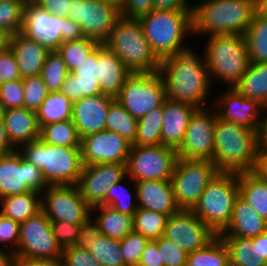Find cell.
<instances>
[{
    "label": "cell",
    "instance_id": "obj_53",
    "mask_svg": "<svg viewBox=\"0 0 267 266\" xmlns=\"http://www.w3.org/2000/svg\"><path fill=\"white\" fill-rule=\"evenodd\" d=\"M19 226L18 222L0 213V248L5 244L6 250L12 254L16 253L19 241Z\"/></svg>",
    "mask_w": 267,
    "mask_h": 266
},
{
    "label": "cell",
    "instance_id": "obj_37",
    "mask_svg": "<svg viewBox=\"0 0 267 266\" xmlns=\"http://www.w3.org/2000/svg\"><path fill=\"white\" fill-rule=\"evenodd\" d=\"M138 120L116 99L110 104L106 117V130L116 132L132 144L137 135Z\"/></svg>",
    "mask_w": 267,
    "mask_h": 266
},
{
    "label": "cell",
    "instance_id": "obj_33",
    "mask_svg": "<svg viewBox=\"0 0 267 266\" xmlns=\"http://www.w3.org/2000/svg\"><path fill=\"white\" fill-rule=\"evenodd\" d=\"M228 251L229 262L237 266H267L252 238L220 237Z\"/></svg>",
    "mask_w": 267,
    "mask_h": 266
},
{
    "label": "cell",
    "instance_id": "obj_65",
    "mask_svg": "<svg viewBox=\"0 0 267 266\" xmlns=\"http://www.w3.org/2000/svg\"><path fill=\"white\" fill-rule=\"evenodd\" d=\"M253 243H258V251L267 261V230L256 237H253Z\"/></svg>",
    "mask_w": 267,
    "mask_h": 266
},
{
    "label": "cell",
    "instance_id": "obj_51",
    "mask_svg": "<svg viewBox=\"0 0 267 266\" xmlns=\"http://www.w3.org/2000/svg\"><path fill=\"white\" fill-rule=\"evenodd\" d=\"M82 225H74L63 221H51V229L60 247L76 245Z\"/></svg>",
    "mask_w": 267,
    "mask_h": 266
},
{
    "label": "cell",
    "instance_id": "obj_21",
    "mask_svg": "<svg viewBox=\"0 0 267 266\" xmlns=\"http://www.w3.org/2000/svg\"><path fill=\"white\" fill-rule=\"evenodd\" d=\"M218 95L214 103L218 118L258 131L265 108L261 103L245 98L234 87Z\"/></svg>",
    "mask_w": 267,
    "mask_h": 266
},
{
    "label": "cell",
    "instance_id": "obj_13",
    "mask_svg": "<svg viewBox=\"0 0 267 266\" xmlns=\"http://www.w3.org/2000/svg\"><path fill=\"white\" fill-rule=\"evenodd\" d=\"M62 250L43 211L20 223L15 260L57 259L61 258Z\"/></svg>",
    "mask_w": 267,
    "mask_h": 266
},
{
    "label": "cell",
    "instance_id": "obj_22",
    "mask_svg": "<svg viewBox=\"0 0 267 266\" xmlns=\"http://www.w3.org/2000/svg\"><path fill=\"white\" fill-rule=\"evenodd\" d=\"M115 100L107 94L82 97L73 102L71 120L81 138L106 130V117L110 104Z\"/></svg>",
    "mask_w": 267,
    "mask_h": 266
},
{
    "label": "cell",
    "instance_id": "obj_70",
    "mask_svg": "<svg viewBox=\"0 0 267 266\" xmlns=\"http://www.w3.org/2000/svg\"><path fill=\"white\" fill-rule=\"evenodd\" d=\"M225 266H237V265H234V264H232L231 262L228 261Z\"/></svg>",
    "mask_w": 267,
    "mask_h": 266
},
{
    "label": "cell",
    "instance_id": "obj_40",
    "mask_svg": "<svg viewBox=\"0 0 267 266\" xmlns=\"http://www.w3.org/2000/svg\"><path fill=\"white\" fill-rule=\"evenodd\" d=\"M166 220L167 216L164 214L138 208L133 215V231L153 241L164 235Z\"/></svg>",
    "mask_w": 267,
    "mask_h": 266
},
{
    "label": "cell",
    "instance_id": "obj_23",
    "mask_svg": "<svg viewBox=\"0 0 267 266\" xmlns=\"http://www.w3.org/2000/svg\"><path fill=\"white\" fill-rule=\"evenodd\" d=\"M134 183L138 208L159 212L167 217L180 210L171 180H144Z\"/></svg>",
    "mask_w": 267,
    "mask_h": 266
},
{
    "label": "cell",
    "instance_id": "obj_43",
    "mask_svg": "<svg viewBox=\"0 0 267 266\" xmlns=\"http://www.w3.org/2000/svg\"><path fill=\"white\" fill-rule=\"evenodd\" d=\"M124 180L125 177L110 187L104 199V205L113 207L115 210L128 216H133L138 209L137 200H135L137 198L136 188H133L134 194H132L127 185L122 183Z\"/></svg>",
    "mask_w": 267,
    "mask_h": 266
},
{
    "label": "cell",
    "instance_id": "obj_31",
    "mask_svg": "<svg viewBox=\"0 0 267 266\" xmlns=\"http://www.w3.org/2000/svg\"><path fill=\"white\" fill-rule=\"evenodd\" d=\"M233 87L245 98L267 107V62L250 63L245 74Z\"/></svg>",
    "mask_w": 267,
    "mask_h": 266
},
{
    "label": "cell",
    "instance_id": "obj_14",
    "mask_svg": "<svg viewBox=\"0 0 267 266\" xmlns=\"http://www.w3.org/2000/svg\"><path fill=\"white\" fill-rule=\"evenodd\" d=\"M120 16V8L109 2L71 0L67 18L80 25L86 38L103 44Z\"/></svg>",
    "mask_w": 267,
    "mask_h": 266
},
{
    "label": "cell",
    "instance_id": "obj_46",
    "mask_svg": "<svg viewBox=\"0 0 267 266\" xmlns=\"http://www.w3.org/2000/svg\"><path fill=\"white\" fill-rule=\"evenodd\" d=\"M72 102L82 97L103 94L98 80L75 79L70 73L67 75L61 90Z\"/></svg>",
    "mask_w": 267,
    "mask_h": 266
},
{
    "label": "cell",
    "instance_id": "obj_5",
    "mask_svg": "<svg viewBox=\"0 0 267 266\" xmlns=\"http://www.w3.org/2000/svg\"><path fill=\"white\" fill-rule=\"evenodd\" d=\"M18 151L38 167L48 185H76L82 171L80 147H59L40 139L22 144Z\"/></svg>",
    "mask_w": 267,
    "mask_h": 266
},
{
    "label": "cell",
    "instance_id": "obj_48",
    "mask_svg": "<svg viewBox=\"0 0 267 266\" xmlns=\"http://www.w3.org/2000/svg\"><path fill=\"white\" fill-rule=\"evenodd\" d=\"M149 240L140 233L132 231L120 240L125 266H138L141 255Z\"/></svg>",
    "mask_w": 267,
    "mask_h": 266
},
{
    "label": "cell",
    "instance_id": "obj_67",
    "mask_svg": "<svg viewBox=\"0 0 267 266\" xmlns=\"http://www.w3.org/2000/svg\"><path fill=\"white\" fill-rule=\"evenodd\" d=\"M256 14L267 18V0H255Z\"/></svg>",
    "mask_w": 267,
    "mask_h": 266
},
{
    "label": "cell",
    "instance_id": "obj_32",
    "mask_svg": "<svg viewBox=\"0 0 267 266\" xmlns=\"http://www.w3.org/2000/svg\"><path fill=\"white\" fill-rule=\"evenodd\" d=\"M239 195L267 221V181L252 171L237 173Z\"/></svg>",
    "mask_w": 267,
    "mask_h": 266
},
{
    "label": "cell",
    "instance_id": "obj_41",
    "mask_svg": "<svg viewBox=\"0 0 267 266\" xmlns=\"http://www.w3.org/2000/svg\"><path fill=\"white\" fill-rule=\"evenodd\" d=\"M89 252L103 266H125L118 239L100 234L92 240Z\"/></svg>",
    "mask_w": 267,
    "mask_h": 266
},
{
    "label": "cell",
    "instance_id": "obj_8",
    "mask_svg": "<svg viewBox=\"0 0 267 266\" xmlns=\"http://www.w3.org/2000/svg\"><path fill=\"white\" fill-rule=\"evenodd\" d=\"M238 196L237 173L218 172L192 211L218 236L228 227Z\"/></svg>",
    "mask_w": 267,
    "mask_h": 266
},
{
    "label": "cell",
    "instance_id": "obj_55",
    "mask_svg": "<svg viewBox=\"0 0 267 266\" xmlns=\"http://www.w3.org/2000/svg\"><path fill=\"white\" fill-rule=\"evenodd\" d=\"M69 73L75 79L98 80V48Z\"/></svg>",
    "mask_w": 267,
    "mask_h": 266
},
{
    "label": "cell",
    "instance_id": "obj_10",
    "mask_svg": "<svg viewBox=\"0 0 267 266\" xmlns=\"http://www.w3.org/2000/svg\"><path fill=\"white\" fill-rule=\"evenodd\" d=\"M164 81L159 71L132 73L115 99L137 120L166 99Z\"/></svg>",
    "mask_w": 267,
    "mask_h": 266
},
{
    "label": "cell",
    "instance_id": "obj_56",
    "mask_svg": "<svg viewBox=\"0 0 267 266\" xmlns=\"http://www.w3.org/2000/svg\"><path fill=\"white\" fill-rule=\"evenodd\" d=\"M154 0H125L120 9L124 17L139 18L153 10Z\"/></svg>",
    "mask_w": 267,
    "mask_h": 266
},
{
    "label": "cell",
    "instance_id": "obj_24",
    "mask_svg": "<svg viewBox=\"0 0 267 266\" xmlns=\"http://www.w3.org/2000/svg\"><path fill=\"white\" fill-rule=\"evenodd\" d=\"M197 108L166 98L163 102L161 145L178 149L184 139L190 117Z\"/></svg>",
    "mask_w": 267,
    "mask_h": 266
},
{
    "label": "cell",
    "instance_id": "obj_30",
    "mask_svg": "<svg viewBox=\"0 0 267 266\" xmlns=\"http://www.w3.org/2000/svg\"><path fill=\"white\" fill-rule=\"evenodd\" d=\"M0 213L19 224L42 211L41 193L30 191L0 198Z\"/></svg>",
    "mask_w": 267,
    "mask_h": 266
},
{
    "label": "cell",
    "instance_id": "obj_49",
    "mask_svg": "<svg viewBox=\"0 0 267 266\" xmlns=\"http://www.w3.org/2000/svg\"><path fill=\"white\" fill-rule=\"evenodd\" d=\"M24 86L22 80L0 84V110L23 108Z\"/></svg>",
    "mask_w": 267,
    "mask_h": 266
},
{
    "label": "cell",
    "instance_id": "obj_25",
    "mask_svg": "<svg viewBox=\"0 0 267 266\" xmlns=\"http://www.w3.org/2000/svg\"><path fill=\"white\" fill-rule=\"evenodd\" d=\"M9 47L13 51L22 79L39 76L47 55L51 52L21 32L11 35Z\"/></svg>",
    "mask_w": 267,
    "mask_h": 266
},
{
    "label": "cell",
    "instance_id": "obj_34",
    "mask_svg": "<svg viewBox=\"0 0 267 266\" xmlns=\"http://www.w3.org/2000/svg\"><path fill=\"white\" fill-rule=\"evenodd\" d=\"M73 102L61 92H49L36 111L39 127L71 120Z\"/></svg>",
    "mask_w": 267,
    "mask_h": 266
},
{
    "label": "cell",
    "instance_id": "obj_39",
    "mask_svg": "<svg viewBox=\"0 0 267 266\" xmlns=\"http://www.w3.org/2000/svg\"><path fill=\"white\" fill-rule=\"evenodd\" d=\"M100 45L101 43L98 41L84 37L79 40L63 42L56 51L65 62L67 70L71 72L89 58Z\"/></svg>",
    "mask_w": 267,
    "mask_h": 266
},
{
    "label": "cell",
    "instance_id": "obj_60",
    "mask_svg": "<svg viewBox=\"0 0 267 266\" xmlns=\"http://www.w3.org/2000/svg\"><path fill=\"white\" fill-rule=\"evenodd\" d=\"M188 3V0H154L153 9L193 11L194 4Z\"/></svg>",
    "mask_w": 267,
    "mask_h": 266
},
{
    "label": "cell",
    "instance_id": "obj_19",
    "mask_svg": "<svg viewBox=\"0 0 267 266\" xmlns=\"http://www.w3.org/2000/svg\"><path fill=\"white\" fill-rule=\"evenodd\" d=\"M132 143L113 131L89 134L80 141L83 166L100 163L126 164Z\"/></svg>",
    "mask_w": 267,
    "mask_h": 266
},
{
    "label": "cell",
    "instance_id": "obj_54",
    "mask_svg": "<svg viewBox=\"0 0 267 266\" xmlns=\"http://www.w3.org/2000/svg\"><path fill=\"white\" fill-rule=\"evenodd\" d=\"M22 80L13 51L10 47L0 50V84Z\"/></svg>",
    "mask_w": 267,
    "mask_h": 266
},
{
    "label": "cell",
    "instance_id": "obj_61",
    "mask_svg": "<svg viewBox=\"0 0 267 266\" xmlns=\"http://www.w3.org/2000/svg\"><path fill=\"white\" fill-rule=\"evenodd\" d=\"M252 172L267 181V149L257 150L256 162Z\"/></svg>",
    "mask_w": 267,
    "mask_h": 266
},
{
    "label": "cell",
    "instance_id": "obj_4",
    "mask_svg": "<svg viewBox=\"0 0 267 266\" xmlns=\"http://www.w3.org/2000/svg\"><path fill=\"white\" fill-rule=\"evenodd\" d=\"M192 12L153 9L138 18L148 44L160 60L191 49L183 41L193 35Z\"/></svg>",
    "mask_w": 267,
    "mask_h": 266
},
{
    "label": "cell",
    "instance_id": "obj_15",
    "mask_svg": "<svg viewBox=\"0 0 267 266\" xmlns=\"http://www.w3.org/2000/svg\"><path fill=\"white\" fill-rule=\"evenodd\" d=\"M47 187L41 170L25 160L18 149L0 156V198L30 191L42 194Z\"/></svg>",
    "mask_w": 267,
    "mask_h": 266
},
{
    "label": "cell",
    "instance_id": "obj_2",
    "mask_svg": "<svg viewBox=\"0 0 267 266\" xmlns=\"http://www.w3.org/2000/svg\"><path fill=\"white\" fill-rule=\"evenodd\" d=\"M256 13L255 0H202L192 12L194 35H244Z\"/></svg>",
    "mask_w": 267,
    "mask_h": 266
},
{
    "label": "cell",
    "instance_id": "obj_18",
    "mask_svg": "<svg viewBox=\"0 0 267 266\" xmlns=\"http://www.w3.org/2000/svg\"><path fill=\"white\" fill-rule=\"evenodd\" d=\"M163 236L187 254L203 249L217 237L192 210L186 209H180L167 217Z\"/></svg>",
    "mask_w": 267,
    "mask_h": 266
},
{
    "label": "cell",
    "instance_id": "obj_52",
    "mask_svg": "<svg viewBox=\"0 0 267 266\" xmlns=\"http://www.w3.org/2000/svg\"><path fill=\"white\" fill-rule=\"evenodd\" d=\"M61 260L63 266H103L94 259L89 250L76 245L63 248Z\"/></svg>",
    "mask_w": 267,
    "mask_h": 266
},
{
    "label": "cell",
    "instance_id": "obj_6",
    "mask_svg": "<svg viewBox=\"0 0 267 266\" xmlns=\"http://www.w3.org/2000/svg\"><path fill=\"white\" fill-rule=\"evenodd\" d=\"M114 52L132 73L159 70L161 60L152 51L138 18L120 16L103 43Z\"/></svg>",
    "mask_w": 267,
    "mask_h": 266
},
{
    "label": "cell",
    "instance_id": "obj_27",
    "mask_svg": "<svg viewBox=\"0 0 267 266\" xmlns=\"http://www.w3.org/2000/svg\"><path fill=\"white\" fill-rule=\"evenodd\" d=\"M132 72L104 44L98 47V82L103 94L116 97Z\"/></svg>",
    "mask_w": 267,
    "mask_h": 266
},
{
    "label": "cell",
    "instance_id": "obj_3",
    "mask_svg": "<svg viewBox=\"0 0 267 266\" xmlns=\"http://www.w3.org/2000/svg\"><path fill=\"white\" fill-rule=\"evenodd\" d=\"M213 163L219 172L252 171L258 150V131L217 117Z\"/></svg>",
    "mask_w": 267,
    "mask_h": 266
},
{
    "label": "cell",
    "instance_id": "obj_42",
    "mask_svg": "<svg viewBox=\"0 0 267 266\" xmlns=\"http://www.w3.org/2000/svg\"><path fill=\"white\" fill-rule=\"evenodd\" d=\"M228 261L227 248L217 236L203 249L188 254L187 266H225Z\"/></svg>",
    "mask_w": 267,
    "mask_h": 266
},
{
    "label": "cell",
    "instance_id": "obj_59",
    "mask_svg": "<svg viewBox=\"0 0 267 266\" xmlns=\"http://www.w3.org/2000/svg\"><path fill=\"white\" fill-rule=\"evenodd\" d=\"M138 266H164V262L161 261L157 243L154 240L146 244Z\"/></svg>",
    "mask_w": 267,
    "mask_h": 266
},
{
    "label": "cell",
    "instance_id": "obj_68",
    "mask_svg": "<svg viewBox=\"0 0 267 266\" xmlns=\"http://www.w3.org/2000/svg\"><path fill=\"white\" fill-rule=\"evenodd\" d=\"M11 34L4 28L0 27V50L6 49L10 44Z\"/></svg>",
    "mask_w": 267,
    "mask_h": 266
},
{
    "label": "cell",
    "instance_id": "obj_58",
    "mask_svg": "<svg viewBox=\"0 0 267 266\" xmlns=\"http://www.w3.org/2000/svg\"><path fill=\"white\" fill-rule=\"evenodd\" d=\"M41 8L61 18L68 17L71 0H33Z\"/></svg>",
    "mask_w": 267,
    "mask_h": 266
},
{
    "label": "cell",
    "instance_id": "obj_36",
    "mask_svg": "<svg viewBox=\"0 0 267 266\" xmlns=\"http://www.w3.org/2000/svg\"><path fill=\"white\" fill-rule=\"evenodd\" d=\"M39 139L59 147H80L81 141L72 120L41 126Z\"/></svg>",
    "mask_w": 267,
    "mask_h": 266
},
{
    "label": "cell",
    "instance_id": "obj_12",
    "mask_svg": "<svg viewBox=\"0 0 267 266\" xmlns=\"http://www.w3.org/2000/svg\"><path fill=\"white\" fill-rule=\"evenodd\" d=\"M178 156L176 149L162 145L132 146L126 162L131 183L144 180H171Z\"/></svg>",
    "mask_w": 267,
    "mask_h": 266
},
{
    "label": "cell",
    "instance_id": "obj_16",
    "mask_svg": "<svg viewBox=\"0 0 267 266\" xmlns=\"http://www.w3.org/2000/svg\"><path fill=\"white\" fill-rule=\"evenodd\" d=\"M41 196L42 211L50 221L82 225L92 216L76 185H48Z\"/></svg>",
    "mask_w": 267,
    "mask_h": 266
},
{
    "label": "cell",
    "instance_id": "obj_50",
    "mask_svg": "<svg viewBox=\"0 0 267 266\" xmlns=\"http://www.w3.org/2000/svg\"><path fill=\"white\" fill-rule=\"evenodd\" d=\"M154 241L157 243L164 266H187L188 254L173 241L164 236Z\"/></svg>",
    "mask_w": 267,
    "mask_h": 266
},
{
    "label": "cell",
    "instance_id": "obj_9",
    "mask_svg": "<svg viewBox=\"0 0 267 266\" xmlns=\"http://www.w3.org/2000/svg\"><path fill=\"white\" fill-rule=\"evenodd\" d=\"M21 33L50 51H56L63 42L85 37L79 24L51 14L33 0L24 4Z\"/></svg>",
    "mask_w": 267,
    "mask_h": 266
},
{
    "label": "cell",
    "instance_id": "obj_38",
    "mask_svg": "<svg viewBox=\"0 0 267 266\" xmlns=\"http://www.w3.org/2000/svg\"><path fill=\"white\" fill-rule=\"evenodd\" d=\"M163 104L138 120L137 135L132 146L161 145Z\"/></svg>",
    "mask_w": 267,
    "mask_h": 266
},
{
    "label": "cell",
    "instance_id": "obj_44",
    "mask_svg": "<svg viewBox=\"0 0 267 266\" xmlns=\"http://www.w3.org/2000/svg\"><path fill=\"white\" fill-rule=\"evenodd\" d=\"M69 71L57 51H51L44 62L40 76L49 92H60Z\"/></svg>",
    "mask_w": 267,
    "mask_h": 266
},
{
    "label": "cell",
    "instance_id": "obj_45",
    "mask_svg": "<svg viewBox=\"0 0 267 266\" xmlns=\"http://www.w3.org/2000/svg\"><path fill=\"white\" fill-rule=\"evenodd\" d=\"M26 0H0V27L11 35L21 32Z\"/></svg>",
    "mask_w": 267,
    "mask_h": 266
},
{
    "label": "cell",
    "instance_id": "obj_66",
    "mask_svg": "<svg viewBox=\"0 0 267 266\" xmlns=\"http://www.w3.org/2000/svg\"><path fill=\"white\" fill-rule=\"evenodd\" d=\"M0 266H15L14 254L3 247L0 248Z\"/></svg>",
    "mask_w": 267,
    "mask_h": 266
},
{
    "label": "cell",
    "instance_id": "obj_20",
    "mask_svg": "<svg viewBox=\"0 0 267 266\" xmlns=\"http://www.w3.org/2000/svg\"><path fill=\"white\" fill-rule=\"evenodd\" d=\"M126 164L100 163L82 167L76 186L91 206L104 205L110 187L126 176Z\"/></svg>",
    "mask_w": 267,
    "mask_h": 266
},
{
    "label": "cell",
    "instance_id": "obj_63",
    "mask_svg": "<svg viewBox=\"0 0 267 266\" xmlns=\"http://www.w3.org/2000/svg\"><path fill=\"white\" fill-rule=\"evenodd\" d=\"M14 150H16V148L10 143L8 139L3 117L0 111V156L9 154Z\"/></svg>",
    "mask_w": 267,
    "mask_h": 266
},
{
    "label": "cell",
    "instance_id": "obj_69",
    "mask_svg": "<svg viewBox=\"0 0 267 266\" xmlns=\"http://www.w3.org/2000/svg\"><path fill=\"white\" fill-rule=\"evenodd\" d=\"M102 1L109 2V3L113 4V5H116L118 8L121 9V7L124 4L125 0H102Z\"/></svg>",
    "mask_w": 267,
    "mask_h": 266
},
{
    "label": "cell",
    "instance_id": "obj_17",
    "mask_svg": "<svg viewBox=\"0 0 267 266\" xmlns=\"http://www.w3.org/2000/svg\"><path fill=\"white\" fill-rule=\"evenodd\" d=\"M216 120L215 109H196L190 117L184 139L176 150L178 158L213 162Z\"/></svg>",
    "mask_w": 267,
    "mask_h": 266
},
{
    "label": "cell",
    "instance_id": "obj_47",
    "mask_svg": "<svg viewBox=\"0 0 267 266\" xmlns=\"http://www.w3.org/2000/svg\"><path fill=\"white\" fill-rule=\"evenodd\" d=\"M22 81L24 86V108L36 112L48 96V88L40 75L25 77Z\"/></svg>",
    "mask_w": 267,
    "mask_h": 266
},
{
    "label": "cell",
    "instance_id": "obj_26",
    "mask_svg": "<svg viewBox=\"0 0 267 266\" xmlns=\"http://www.w3.org/2000/svg\"><path fill=\"white\" fill-rule=\"evenodd\" d=\"M0 111L8 139L16 149L24 143L39 139L40 127L35 111L24 107Z\"/></svg>",
    "mask_w": 267,
    "mask_h": 266
},
{
    "label": "cell",
    "instance_id": "obj_11",
    "mask_svg": "<svg viewBox=\"0 0 267 266\" xmlns=\"http://www.w3.org/2000/svg\"><path fill=\"white\" fill-rule=\"evenodd\" d=\"M218 172L212 161L178 158L171 176L178 207L192 210L204 189Z\"/></svg>",
    "mask_w": 267,
    "mask_h": 266
},
{
    "label": "cell",
    "instance_id": "obj_35",
    "mask_svg": "<svg viewBox=\"0 0 267 266\" xmlns=\"http://www.w3.org/2000/svg\"><path fill=\"white\" fill-rule=\"evenodd\" d=\"M244 37L250 63L267 62V18L255 13Z\"/></svg>",
    "mask_w": 267,
    "mask_h": 266
},
{
    "label": "cell",
    "instance_id": "obj_1",
    "mask_svg": "<svg viewBox=\"0 0 267 266\" xmlns=\"http://www.w3.org/2000/svg\"><path fill=\"white\" fill-rule=\"evenodd\" d=\"M166 97L188 103L197 109L205 108L212 87L204 56L190 49L186 52L167 56L159 65Z\"/></svg>",
    "mask_w": 267,
    "mask_h": 266
},
{
    "label": "cell",
    "instance_id": "obj_57",
    "mask_svg": "<svg viewBox=\"0 0 267 266\" xmlns=\"http://www.w3.org/2000/svg\"><path fill=\"white\" fill-rule=\"evenodd\" d=\"M91 216L84 224H82L79 239L76 243L77 247L90 250V244L93 239H96L100 235L99 226L93 220Z\"/></svg>",
    "mask_w": 267,
    "mask_h": 266
},
{
    "label": "cell",
    "instance_id": "obj_62",
    "mask_svg": "<svg viewBox=\"0 0 267 266\" xmlns=\"http://www.w3.org/2000/svg\"><path fill=\"white\" fill-rule=\"evenodd\" d=\"M15 266H63L61 258L15 260Z\"/></svg>",
    "mask_w": 267,
    "mask_h": 266
},
{
    "label": "cell",
    "instance_id": "obj_28",
    "mask_svg": "<svg viewBox=\"0 0 267 266\" xmlns=\"http://www.w3.org/2000/svg\"><path fill=\"white\" fill-rule=\"evenodd\" d=\"M267 230L265 221L240 195L237 197L228 227L219 237L253 238Z\"/></svg>",
    "mask_w": 267,
    "mask_h": 266
},
{
    "label": "cell",
    "instance_id": "obj_7",
    "mask_svg": "<svg viewBox=\"0 0 267 266\" xmlns=\"http://www.w3.org/2000/svg\"><path fill=\"white\" fill-rule=\"evenodd\" d=\"M207 38L203 56L211 84L216 79L233 87L250 65L244 35H210Z\"/></svg>",
    "mask_w": 267,
    "mask_h": 266
},
{
    "label": "cell",
    "instance_id": "obj_64",
    "mask_svg": "<svg viewBox=\"0 0 267 266\" xmlns=\"http://www.w3.org/2000/svg\"><path fill=\"white\" fill-rule=\"evenodd\" d=\"M258 149H267V107L264 108L258 129Z\"/></svg>",
    "mask_w": 267,
    "mask_h": 266
},
{
    "label": "cell",
    "instance_id": "obj_29",
    "mask_svg": "<svg viewBox=\"0 0 267 266\" xmlns=\"http://www.w3.org/2000/svg\"><path fill=\"white\" fill-rule=\"evenodd\" d=\"M96 212L97 216H94ZM93 220L98 224L101 235L123 239L133 231V216L123 214L113 207L107 205H97L91 207Z\"/></svg>",
    "mask_w": 267,
    "mask_h": 266
}]
</instances>
